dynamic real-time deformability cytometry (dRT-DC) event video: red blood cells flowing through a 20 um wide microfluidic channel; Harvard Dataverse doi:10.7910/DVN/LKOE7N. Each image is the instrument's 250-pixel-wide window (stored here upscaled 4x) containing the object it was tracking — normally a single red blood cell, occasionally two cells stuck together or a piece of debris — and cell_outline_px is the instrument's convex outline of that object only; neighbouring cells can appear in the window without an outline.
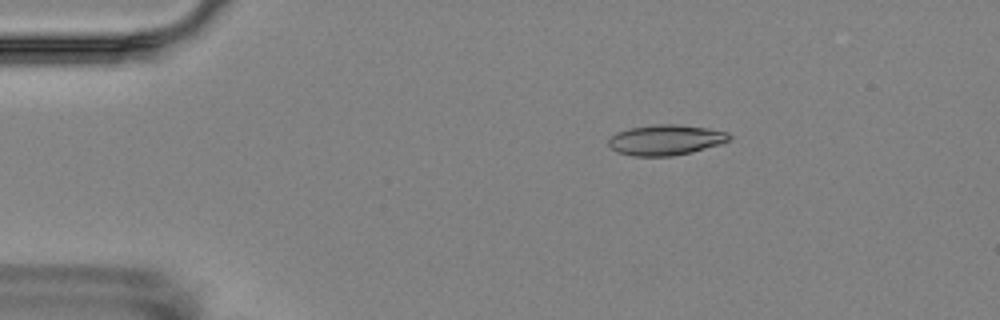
{"species": "Egyptian fruit bat (a non-hibernating species)", "species_latin": "Rousettus aegyptiacus", "temperature_condition": "room temperature", "stored_images_in_passage": 3, "camera_frame_rate_fps": 3000, "um_per_image_px": 0.085, "animal": {"sex": "female"}, "frame": {"image": 1, "passage_image": 1, "time_ms": 0.0, "image_size_px": [1000, 320], "cell_outline_px": [[732, 136], [728, 140], [720, 144], [672, 156], [632, 156], [616, 152], [608, 144], [608, 140], [616, 132], [628, 128], [656, 124], [676, 124], [704, 128], [728, 132]], "centroid_in_image_um": [56.53, 11.89], "position_along_channel_um": 28.5, "area_um2": 21.21}}